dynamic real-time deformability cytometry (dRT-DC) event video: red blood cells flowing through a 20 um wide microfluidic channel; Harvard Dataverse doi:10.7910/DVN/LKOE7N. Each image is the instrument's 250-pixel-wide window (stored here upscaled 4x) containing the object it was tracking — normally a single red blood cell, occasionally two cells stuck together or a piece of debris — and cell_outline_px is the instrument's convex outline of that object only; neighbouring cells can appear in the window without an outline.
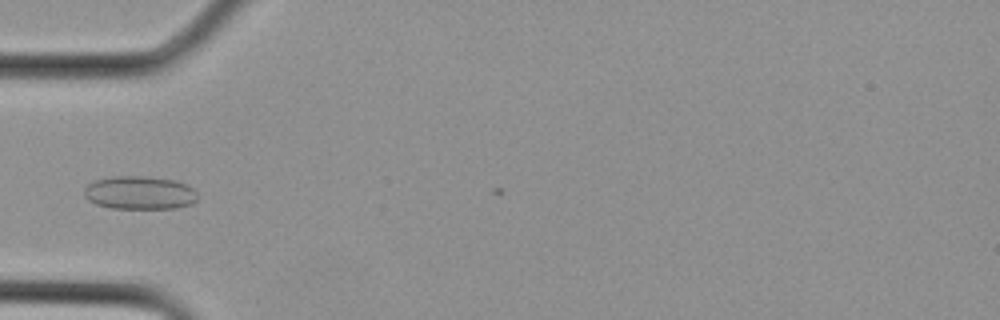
{"species": "Egyptian fruit bat (a non-hibernating species)", "species_latin": "Rousettus aegyptiacus", "temperature_condition": "cold", "stored_images_in_passage": 3, "camera_frame_rate_fps": 3000, "um_per_image_px": 0.085, "animal": {"sex": "female"}, "frame": {"image": 1, "passage_image": 1, "time_ms": 0.0, "image_size_px": [1000, 320], "cell_outline_px": [[196, 200], [192, 204], [176, 208], [112, 208], [96, 204], [88, 200], [84, 196], [84, 188], [88, 184], [96, 180], [112, 176], [144, 176], [176, 180], [188, 184], [196, 192]], "centroid_in_image_um": [11.87, 16.38], "position_along_channel_um": 73.1, "area_um2": 22.08}}